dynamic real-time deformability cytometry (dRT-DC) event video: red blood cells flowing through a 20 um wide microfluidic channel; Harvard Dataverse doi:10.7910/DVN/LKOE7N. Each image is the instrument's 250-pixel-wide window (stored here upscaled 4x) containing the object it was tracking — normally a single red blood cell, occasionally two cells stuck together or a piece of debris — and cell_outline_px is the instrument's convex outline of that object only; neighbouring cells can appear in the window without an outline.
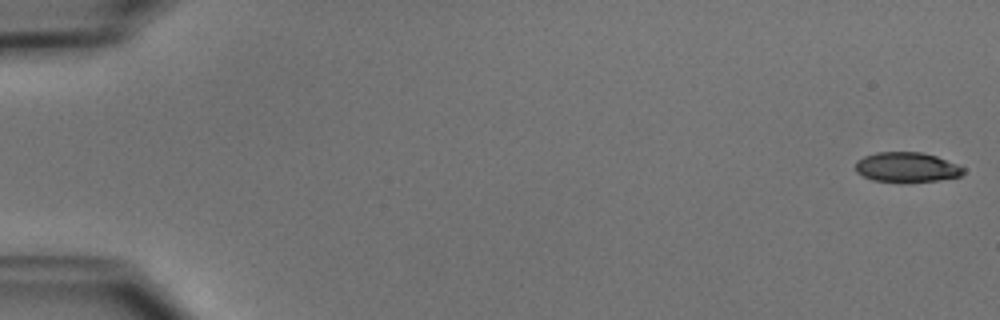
{"species": "common noctule bat (a hibernating species)", "species_latin": "Nyctalus noctula", "temperature_condition": "cold", "stored_images_in_passage": 51, "camera_frame_rate_fps": 3000, "um_per_image_px": 0.085, "animal": {"sex": "male", "body_mass_g": 15.6}, "frame": {"image": 1, "passage_image": 1, "time_ms": 0.0, "image_size_px": [1000, 320], "cell_outline_px": [[964, 172], [960, 176], [940, 180], [904, 184], [872, 180], [856, 172], [856, 160], [864, 156], [876, 152], [924, 152], [936, 156], [956, 164], [964, 168]], "centroid_in_image_um": [77.05, 14.24], "position_along_channel_um": 7.9, "area_um2": 19.25}}
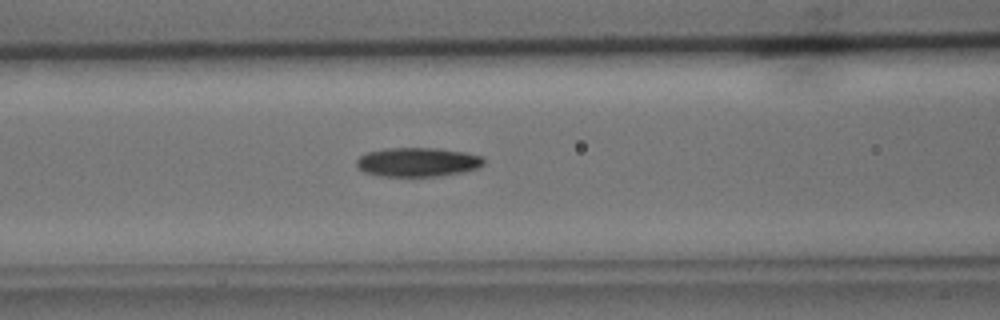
{"frame": {"image": 2, "passage_image": 22, "time_ms": 7.0, "image_size_px": [1000, 320], "cell_outline_px": [[484, 164], [476, 168], [464, 172], [440, 176], [380, 176], [364, 172], [356, 164], [356, 160], [360, 156], [368, 152], [384, 148], [440, 148], [464, 152], [484, 156]], "centroid_in_image_um": [35.52, 13.77], "position_along_channel_um": 131.1, "area_um2": 21.68}}
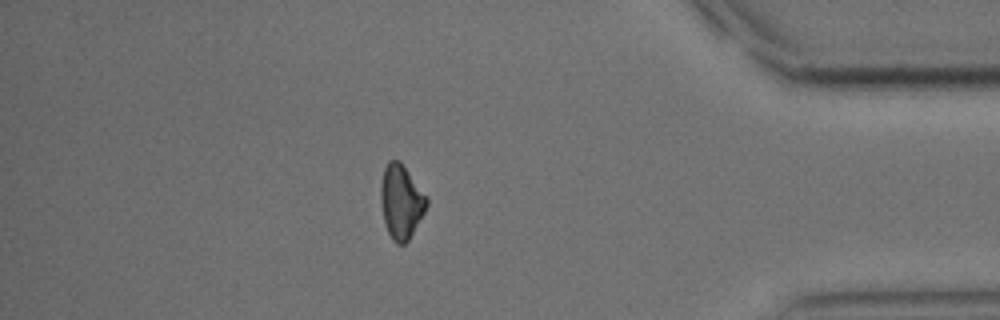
{"frame": {"image": 3, "passage_image": 45, "time_ms": 14.667, "image_size_px": [1000, 320], "cell_outline_px": [[428, 204], [424, 212], [408, 240], [404, 244], [396, 244], [392, 240], [388, 232], [384, 220], [380, 200], [380, 184], [384, 168], [388, 160], [400, 160], [428, 196]], "centroid_in_image_um": [34.09, 17.11], "position_along_channel_um": 401.1, "area_um2": 19.94}, "authors_computed_cell_mechanics": {"area_um2": 20.3456, "velocity_mm_per_s": 3.9426, "shape_relaxation_time_tau1_ms": 5.5201, "shape_relaxation_time_tau2_ms": null, "deformation_change_tau1": 0.137, "deformation_change_tau2": null}}